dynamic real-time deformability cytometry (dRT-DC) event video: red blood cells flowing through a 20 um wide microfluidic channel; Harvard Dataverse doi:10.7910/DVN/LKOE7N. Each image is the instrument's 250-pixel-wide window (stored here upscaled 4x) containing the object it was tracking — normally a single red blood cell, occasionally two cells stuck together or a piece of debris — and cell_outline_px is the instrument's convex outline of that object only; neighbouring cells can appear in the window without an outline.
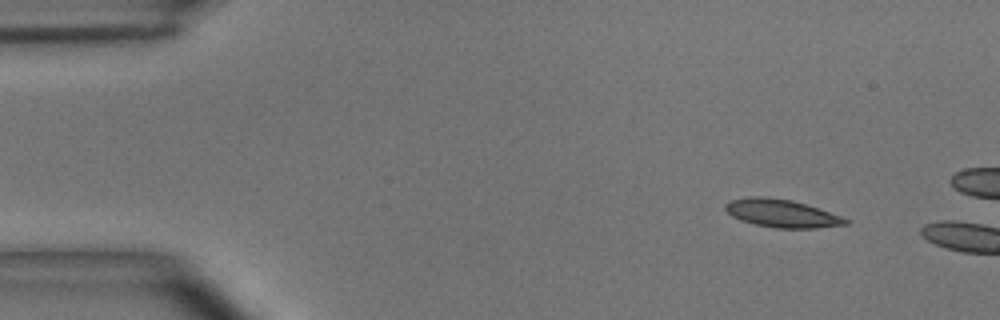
{"species": "common noctule bat (a hibernating species)", "species_latin": "Nyctalus noctula", "temperature_condition": "room temperature", "stored_images_in_passage": 4, "camera_frame_rate_fps": 3000, "um_per_image_px": 0.085, "animal": {"sex": "male", "body_mass_g": 15.6}, "frame": {"image": 1, "passage_image": 1, "time_ms": 0.0, "image_size_px": [1000, 320], "cell_outline_px": [[852, 220], [848, 224], [812, 228], [776, 228], [756, 224], [740, 220], [732, 216], [724, 208], [724, 204], [728, 200], [752, 196], [760, 196], [792, 200]], "centroid_in_image_um": [66.4, 18.13], "position_along_channel_um": 18.6, "area_um2": 19.36}}